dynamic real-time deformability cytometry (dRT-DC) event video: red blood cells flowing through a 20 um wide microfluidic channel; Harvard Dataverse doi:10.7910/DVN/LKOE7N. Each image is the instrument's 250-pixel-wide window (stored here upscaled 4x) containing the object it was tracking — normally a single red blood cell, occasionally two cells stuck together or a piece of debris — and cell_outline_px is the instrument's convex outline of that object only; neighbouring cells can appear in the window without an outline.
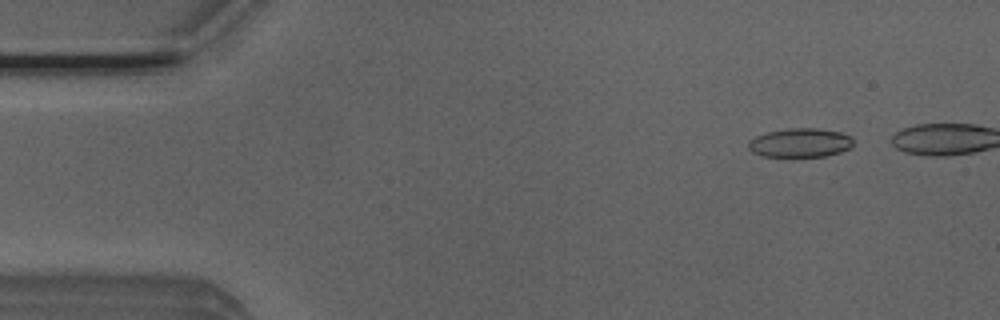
{"species": "Egyptian fruit bat (a non-hibernating species)", "species_latin": "Rousettus aegyptiacus", "temperature_condition": "room temperature", "stored_images_in_passage": 9, "camera_frame_rate_fps": 3000, "um_per_image_px": 0.085, "animal": {"sex": "male"}, "frame": {"image": 1, "passage_image": 2, "time_ms": 0.333, "image_size_px": [1000, 320], "cell_outline_px": [[852, 148], [840, 152], [824, 156], [760, 156], [752, 152], [748, 148], [748, 140], [756, 136], [768, 132], [788, 128], [820, 128], [840, 132], [852, 136]], "centroid_in_image_um": [68.01, 12.13], "position_along_channel_um": 17.0, "area_um2": 17.8}}
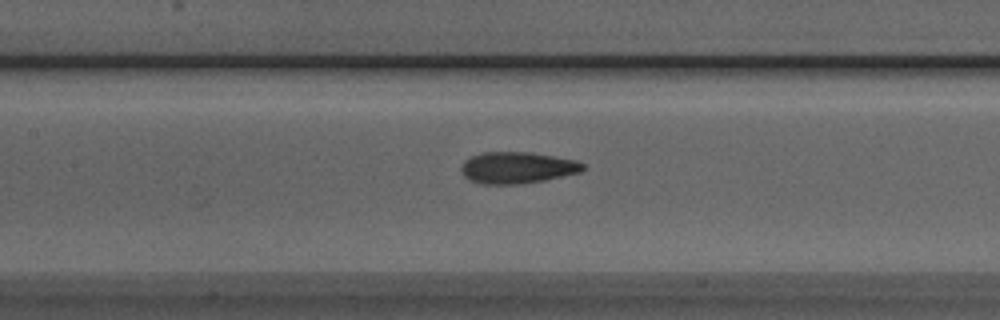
{"frame": {"image": 2, "passage_image": 8, "time_ms": 2.333, "image_size_px": [1000, 320], "cell_outline_px": [[584, 168], [580, 172], [544, 180], [520, 184], [484, 184], [468, 180], [460, 172], [460, 168], [464, 160], [468, 156], [484, 152], [532, 152], [576, 160], [584, 164]], "centroid_in_image_um": [43.91, 14.24], "position_along_channel_um": 163.5, "area_um2": 22.54}}